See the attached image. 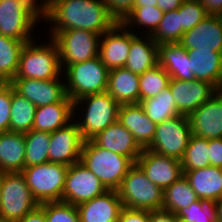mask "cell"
<instances>
[{
    "instance_id": "1",
    "label": "cell",
    "mask_w": 222,
    "mask_h": 222,
    "mask_svg": "<svg viewBox=\"0 0 222 222\" xmlns=\"http://www.w3.org/2000/svg\"><path fill=\"white\" fill-rule=\"evenodd\" d=\"M49 1L47 22H52L50 24L53 26L49 29L50 38L60 31L71 29H83L102 35L117 23L110 16L103 0Z\"/></svg>"
},
{
    "instance_id": "2",
    "label": "cell",
    "mask_w": 222,
    "mask_h": 222,
    "mask_svg": "<svg viewBox=\"0 0 222 222\" xmlns=\"http://www.w3.org/2000/svg\"><path fill=\"white\" fill-rule=\"evenodd\" d=\"M80 162L102 182L107 190L116 191L129 169L135 164L129 157L104 149L93 140L83 142Z\"/></svg>"
},
{
    "instance_id": "3",
    "label": "cell",
    "mask_w": 222,
    "mask_h": 222,
    "mask_svg": "<svg viewBox=\"0 0 222 222\" xmlns=\"http://www.w3.org/2000/svg\"><path fill=\"white\" fill-rule=\"evenodd\" d=\"M49 43L36 44V40L25 43L19 60V67L13 79L52 80L62 74L59 49L52 38ZM35 42V43H34Z\"/></svg>"
},
{
    "instance_id": "4",
    "label": "cell",
    "mask_w": 222,
    "mask_h": 222,
    "mask_svg": "<svg viewBox=\"0 0 222 222\" xmlns=\"http://www.w3.org/2000/svg\"><path fill=\"white\" fill-rule=\"evenodd\" d=\"M73 104L74 116L77 114L75 111H78L75 108H79L81 104L86 106L83 107L86 112L84 111L82 120L75 121L83 141L92 140L109 125L118 121L120 104L107 91L84 96L75 100Z\"/></svg>"
},
{
    "instance_id": "5",
    "label": "cell",
    "mask_w": 222,
    "mask_h": 222,
    "mask_svg": "<svg viewBox=\"0 0 222 222\" xmlns=\"http://www.w3.org/2000/svg\"><path fill=\"white\" fill-rule=\"evenodd\" d=\"M123 207L138 210H161L164 190L151 182L135 163L117 190Z\"/></svg>"
},
{
    "instance_id": "6",
    "label": "cell",
    "mask_w": 222,
    "mask_h": 222,
    "mask_svg": "<svg viewBox=\"0 0 222 222\" xmlns=\"http://www.w3.org/2000/svg\"><path fill=\"white\" fill-rule=\"evenodd\" d=\"M63 73L67 80L66 94L73 102L87 95L107 91L109 70L99 56L68 65Z\"/></svg>"
},
{
    "instance_id": "7",
    "label": "cell",
    "mask_w": 222,
    "mask_h": 222,
    "mask_svg": "<svg viewBox=\"0 0 222 222\" xmlns=\"http://www.w3.org/2000/svg\"><path fill=\"white\" fill-rule=\"evenodd\" d=\"M68 167L48 161L39 165L24 167L21 173L39 204L59 202L62 201Z\"/></svg>"
},
{
    "instance_id": "8",
    "label": "cell",
    "mask_w": 222,
    "mask_h": 222,
    "mask_svg": "<svg viewBox=\"0 0 222 222\" xmlns=\"http://www.w3.org/2000/svg\"><path fill=\"white\" fill-rule=\"evenodd\" d=\"M38 205L21 172L5 173L1 185L0 218L16 222Z\"/></svg>"
},
{
    "instance_id": "9",
    "label": "cell",
    "mask_w": 222,
    "mask_h": 222,
    "mask_svg": "<svg viewBox=\"0 0 222 222\" xmlns=\"http://www.w3.org/2000/svg\"><path fill=\"white\" fill-rule=\"evenodd\" d=\"M101 35L83 29L58 32L52 39L59 49L62 71L68 66L99 56ZM65 64V65H64Z\"/></svg>"
},
{
    "instance_id": "10",
    "label": "cell",
    "mask_w": 222,
    "mask_h": 222,
    "mask_svg": "<svg viewBox=\"0 0 222 222\" xmlns=\"http://www.w3.org/2000/svg\"><path fill=\"white\" fill-rule=\"evenodd\" d=\"M191 135L188 117L175 116L156 124L154 138L147 149L181 160Z\"/></svg>"
},
{
    "instance_id": "11",
    "label": "cell",
    "mask_w": 222,
    "mask_h": 222,
    "mask_svg": "<svg viewBox=\"0 0 222 222\" xmlns=\"http://www.w3.org/2000/svg\"><path fill=\"white\" fill-rule=\"evenodd\" d=\"M106 191L108 190L102 182L81 162H78L67 169L62 202L77 206Z\"/></svg>"
},
{
    "instance_id": "12",
    "label": "cell",
    "mask_w": 222,
    "mask_h": 222,
    "mask_svg": "<svg viewBox=\"0 0 222 222\" xmlns=\"http://www.w3.org/2000/svg\"><path fill=\"white\" fill-rule=\"evenodd\" d=\"M191 134L200 138H222V90L188 116Z\"/></svg>"
},
{
    "instance_id": "13",
    "label": "cell",
    "mask_w": 222,
    "mask_h": 222,
    "mask_svg": "<svg viewBox=\"0 0 222 222\" xmlns=\"http://www.w3.org/2000/svg\"><path fill=\"white\" fill-rule=\"evenodd\" d=\"M136 164L146 177L163 190L184 175L181 160L142 149Z\"/></svg>"
},
{
    "instance_id": "14",
    "label": "cell",
    "mask_w": 222,
    "mask_h": 222,
    "mask_svg": "<svg viewBox=\"0 0 222 222\" xmlns=\"http://www.w3.org/2000/svg\"><path fill=\"white\" fill-rule=\"evenodd\" d=\"M83 142L75 120L67 126L51 132L48 149L49 162L66 166L80 162Z\"/></svg>"
},
{
    "instance_id": "15",
    "label": "cell",
    "mask_w": 222,
    "mask_h": 222,
    "mask_svg": "<svg viewBox=\"0 0 222 222\" xmlns=\"http://www.w3.org/2000/svg\"><path fill=\"white\" fill-rule=\"evenodd\" d=\"M168 87L177 110L180 115L185 116L200 107L218 91L213 84L197 79L184 81L171 78Z\"/></svg>"
},
{
    "instance_id": "16",
    "label": "cell",
    "mask_w": 222,
    "mask_h": 222,
    "mask_svg": "<svg viewBox=\"0 0 222 222\" xmlns=\"http://www.w3.org/2000/svg\"><path fill=\"white\" fill-rule=\"evenodd\" d=\"M12 79L9 83L21 96L32 102L36 108L62 101L66 96L65 82L59 79Z\"/></svg>"
},
{
    "instance_id": "17",
    "label": "cell",
    "mask_w": 222,
    "mask_h": 222,
    "mask_svg": "<svg viewBox=\"0 0 222 222\" xmlns=\"http://www.w3.org/2000/svg\"><path fill=\"white\" fill-rule=\"evenodd\" d=\"M131 47V32L116 23L100 37L99 57L108 70L125 66Z\"/></svg>"
},
{
    "instance_id": "18",
    "label": "cell",
    "mask_w": 222,
    "mask_h": 222,
    "mask_svg": "<svg viewBox=\"0 0 222 222\" xmlns=\"http://www.w3.org/2000/svg\"><path fill=\"white\" fill-rule=\"evenodd\" d=\"M179 43L186 50L222 52V19L218 15H208L194 28L185 32Z\"/></svg>"
},
{
    "instance_id": "19",
    "label": "cell",
    "mask_w": 222,
    "mask_h": 222,
    "mask_svg": "<svg viewBox=\"0 0 222 222\" xmlns=\"http://www.w3.org/2000/svg\"><path fill=\"white\" fill-rule=\"evenodd\" d=\"M34 25L37 23L21 9L18 0H0V34L30 42Z\"/></svg>"
},
{
    "instance_id": "20",
    "label": "cell",
    "mask_w": 222,
    "mask_h": 222,
    "mask_svg": "<svg viewBox=\"0 0 222 222\" xmlns=\"http://www.w3.org/2000/svg\"><path fill=\"white\" fill-rule=\"evenodd\" d=\"M76 208L80 222H116L123 204L116 190H108Z\"/></svg>"
},
{
    "instance_id": "21",
    "label": "cell",
    "mask_w": 222,
    "mask_h": 222,
    "mask_svg": "<svg viewBox=\"0 0 222 222\" xmlns=\"http://www.w3.org/2000/svg\"><path fill=\"white\" fill-rule=\"evenodd\" d=\"M92 140L104 149L129 157L134 163L142 152L133 134L118 121L109 125Z\"/></svg>"
},
{
    "instance_id": "22",
    "label": "cell",
    "mask_w": 222,
    "mask_h": 222,
    "mask_svg": "<svg viewBox=\"0 0 222 222\" xmlns=\"http://www.w3.org/2000/svg\"><path fill=\"white\" fill-rule=\"evenodd\" d=\"M118 122L133 134L135 141L142 149L151 144L155 135L156 124L148 118L140 103L120 105Z\"/></svg>"
},
{
    "instance_id": "23",
    "label": "cell",
    "mask_w": 222,
    "mask_h": 222,
    "mask_svg": "<svg viewBox=\"0 0 222 222\" xmlns=\"http://www.w3.org/2000/svg\"><path fill=\"white\" fill-rule=\"evenodd\" d=\"M74 118L73 101L66 96L62 101L35 109L33 130L54 132L72 122Z\"/></svg>"
},
{
    "instance_id": "24",
    "label": "cell",
    "mask_w": 222,
    "mask_h": 222,
    "mask_svg": "<svg viewBox=\"0 0 222 222\" xmlns=\"http://www.w3.org/2000/svg\"><path fill=\"white\" fill-rule=\"evenodd\" d=\"M190 71L195 79L207 81L222 89V53L211 50L188 49Z\"/></svg>"
},
{
    "instance_id": "25",
    "label": "cell",
    "mask_w": 222,
    "mask_h": 222,
    "mask_svg": "<svg viewBox=\"0 0 222 222\" xmlns=\"http://www.w3.org/2000/svg\"><path fill=\"white\" fill-rule=\"evenodd\" d=\"M134 32L131 31V47L124 67L141 75L158 64V45L150 35L141 38Z\"/></svg>"
},
{
    "instance_id": "26",
    "label": "cell",
    "mask_w": 222,
    "mask_h": 222,
    "mask_svg": "<svg viewBox=\"0 0 222 222\" xmlns=\"http://www.w3.org/2000/svg\"><path fill=\"white\" fill-rule=\"evenodd\" d=\"M139 75L125 67L109 70L107 92L120 104L140 102Z\"/></svg>"
},
{
    "instance_id": "27",
    "label": "cell",
    "mask_w": 222,
    "mask_h": 222,
    "mask_svg": "<svg viewBox=\"0 0 222 222\" xmlns=\"http://www.w3.org/2000/svg\"><path fill=\"white\" fill-rule=\"evenodd\" d=\"M184 175L200 200L218 201L222 198V168L208 166L185 171Z\"/></svg>"
},
{
    "instance_id": "28",
    "label": "cell",
    "mask_w": 222,
    "mask_h": 222,
    "mask_svg": "<svg viewBox=\"0 0 222 222\" xmlns=\"http://www.w3.org/2000/svg\"><path fill=\"white\" fill-rule=\"evenodd\" d=\"M25 134L0 132V170L5 173L22 172L25 167Z\"/></svg>"
},
{
    "instance_id": "29",
    "label": "cell",
    "mask_w": 222,
    "mask_h": 222,
    "mask_svg": "<svg viewBox=\"0 0 222 222\" xmlns=\"http://www.w3.org/2000/svg\"><path fill=\"white\" fill-rule=\"evenodd\" d=\"M158 64L172 79L191 81L195 79L190 71V58L180 43L158 45Z\"/></svg>"
},
{
    "instance_id": "30",
    "label": "cell",
    "mask_w": 222,
    "mask_h": 222,
    "mask_svg": "<svg viewBox=\"0 0 222 222\" xmlns=\"http://www.w3.org/2000/svg\"><path fill=\"white\" fill-rule=\"evenodd\" d=\"M199 198L185 175L164 189L162 209L176 214Z\"/></svg>"
},
{
    "instance_id": "31",
    "label": "cell",
    "mask_w": 222,
    "mask_h": 222,
    "mask_svg": "<svg viewBox=\"0 0 222 222\" xmlns=\"http://www.w3.org/2000/svg\"><path fill=\"white\" fill-rule=\"evenodd\" d=\"M25 43L0 34V82H10L16 76Z\"/></svg>"
},
{
    "instance_id": "32",
    "label": "cell",
    "mask_w": 222,
    "mask_h": 222,
    "mask_svg": "<svg viewBox=\"0 0 222 222\" xmlns=\"http://www.w3.org/2000/svg\"><path fill=\"white\" fill-rule=\"evenodd\" d=\"M139 103L148 118L155 124L180 115L169 87L163 89L154 97H150Z\"/></svg>"
},
{
    "instance_id": "33",
    "label": "cell",
    "mask_w": 222,
    "mask_h": 222,
    "mask_svg": "<svg viewBox=\"0 0 222 222\" xmlns=\"http://www.w3.org/2000/svg\"><path fill=\"white\" fill-rule=\"evenodd\" d=\"M36 106L16 92L12 86L10 131L26 133L32 130Z\"/></svg>"
},
{
    "instance_id": "34",
    "label": "cell",
    "mask_w": 222,
    "mask_h": 222,
    "mask_svg": "<svg viewBox=\"0 0 222 222\" xmlns=\"http://www.w3.org/2000/svg\"><path fill=\"white\" fill-rule=\"evenodd\" d=\"M25 134V167L39 165L49 161L48 149L50 133L30 130Z\"/></svg>"
},
{
    "instance_id": "35",
    "label": "cell",
    "mask_w": 222,
    "mask_h": 222,
    "mask_svg": "<svg viewBox=\"0 0 222 222\" xmlns=\"http://www.w3.org/2000/svg\"><path fill=\"white\" fill-rule=\"evenodd\" d=\"M181 164L183 173L210 166L209 140L191 135Z\"/></svg>"
},
{
    "instance_id": "36",
    "label": "cell",
    "mask_w": 222,
    "mask_h": 222,
    "mask_svg": "<svg viewBox=\"0 0 222 222\" xmlns=\"http://www.w3.org/2000/svg\"><path fill=\"white\" fill-rule=\"evenodd\" d=\"M183 35L181 20L177 10L164 12L157 29L151 35L157 45L179 43Z\"/></svg>"
},
{
    "instance_id": "37",
    "label": "cell",
    "mask_w": 222,
    "mask_h": 222,
    "mask_svg": "<svg viewBox=\"0 0 222 222\" xmlns=\"http://www.w3.org/2000/svg\"><path fill=\"white\" fill-rule=\"evenodd\" d=\"M163 11L159 7H134L131 13L125 18L122 24L128 29L146 27L145 35H152L157 29L163 17ZM135 25V26H134ZM139 25V26H138ZM132 26V28H131Z\"/></svg>"
},
{
    "instance_id": "38",
    "label": "cell",
    "mask_w": 222,
    "mask_h": 222,
    "mask_svg": "<svg viewBox=\"0 0 222 222\" xmlns=\"http://www.w3.org/2000/svg\"><path fill=\"white\" fill-rule=\"evenodd\" d=\"M140 101L154 97L169 86L171 76L159 64L139 75Z\"/></svg>"
},
{
    "instance_id": "39",
    "label": "cell",
    "mask_w": 222,
    "mask_h": 222,
    "mask_svg": "<svg viewBox=\"0 0 222 222\" xmlns=\"http://www.w3.org/2000/svg\"><path fill=\"white\" fill-rule=\"evenodd\" d=\"M176 215L188 222H217L216 201L198 199L189 207L179 210Z\"/></svg>"
},
{
    "instance_id": "40",
    "label": "cell",
    "mask_w": 222,
    "mask_h": 222,
    "mask_svg": "<svg viewBox=\"0 0 222 222\" xmlns=\"http://www.w3.org/2000/svg\"><path fill=\"white\" fill-rule=\"evenodd\" d=\"M45 211L46 222H80L75 205L59 202L39 204Z\"/></svg>"
},
{
    "instance_id": "41",
    "label": "cell",
    "mask_w": 222,
    "mask_h": 222,
    "mask_svg": "<svg viewBox=\"0 0 222 222\" xmlns=\"http://www.w3.org/2000/svg\"><path fill=\"white\" fill-rule=\"evenodd\" d=\"M178 13L181 20V27L183 28V34L194 28L208 16L205 7L199 0L184 1L178 8Z\"/></svg>"
},
{
    "instance_id": "42",
    "label": "cell",
    "mask_w": 222,
    "mask_h": 222,
    "mask_svg": "<svg viewBox=\"0 0 222 222\" xmlns=\"http://www.w3.org/2000/svg\"><path fill=\"white\" fill-rule=\"evenodd\" d=\"M12 85L0 82V132L10 131Z\"/></svg>"
},
{
    "instance_id": "43",
    "label": "cell",
    "mask_w": 222,
    "mask_h": 222,
    "mask_svg": "<svg viewBox=\"0 0 222 222\" xmlns=\"http://www.w3.org/2000/svg\"><path fill=\"white\" fill-rule=\"evenodd\" d=\"M18 1L21 9L26 14H28L36 23L43 18L44 21H47L49 17V6H50L49 0L40 1L39 4L37 0H18Z\"/></svg>"
},
{
    "instance_id": "44",
    "label": "cell",
    "mask_w": 222,
    "mask_h": 222,
    "mask_svg": "<svg viewBox=\"0 0 222 222\" xmlns=\"http://www.w3.org/2000/svg\"><path fill=\"white\" fill-rule=\"evenodd\" d=\"M135 0H103L110 16L117 22L122 23L134 8Z\"/></svg>"
},
{
    "instance_id": "45",
    "label": "cell",
    "mask_w": 222,
    "mask_h": 222,
    "mask_svg": "<svg viewBox=\"0 0 222 222\" xmlns=\"http://www.w3.org/2000/svg\"><path fill=\"white\" fill-rule=\"evenodd\" d=\"M150 211L129 209L123 207L120 211L118 222H149Z\"/></svg>"
},
{
    "instance_id": "46",
    "label": "cell",
    "mask_w": 222,
    "mask_h": 222,
    "mask_svg": "<svg viewBox=\"0 0 222 222\" xmlns=\"http://www.w3.org/2000/svg\"><path fill=\"white\" fill-rule=\"evenodd\" d=\"M210 166L222 168V138L209 140Z\"/></svg>"
},
{
    "instance_id": "47",
    "label": "cell",
    "mask_w": 222,
    "mask_h": 222,
    "mask_svg": "<svg viewBox=\"0 0 222 222\" xmlns=\"http://www.w3.org/2000/svg\"><path fill=\"white\" fill-rule=\"evenodd\" d=\"M16 222H46L45 211L40 205H38L35 209Z\"/></svg>"
},
{
    "instance_id": "48",
    "label": "cell",
    "mask_w": 222,
    "mask_h": 222,
    "mask_svg": "<svg viewBox=\"0 0 222 222\" xmlns=\"http://www.w3.org/2000/svg\"><path fill=\"white\" fill-rule=\"evenodd\" d=\"M149 222H174V214L163 209L150 211Z\"/></svg>"
},
{
    "instance_id": "49",
    "label": "cell",
    "mask_w": 222,
    "mask_h": 222,
    "mask_svg": "<svg viewBox=\"0 0 222 222\" xmlns=\"http://www.w3.org/2000/svg\"><path fill=\"white\" fill-rule=\"evenodd\" d=\"M205 7L208 15H220L222 11V0H199Z\"/></svg>"
},
{
    "instance_id": "50",
    "label": "cell",
    "mask_w": 222,
    "mask_h": 222,
    "mask_svg": "<svg viewBox=\"0 0 222 222\" xmlns=\"http://www.w3.org/2000/svg\"><path fill=\"white\" fill-rule=\"evenodd\" d=\"M185 0H158L157 7L163 12H169L171 10H177Z\"/></svg>"
},
{
    "instance_id": "51",
    "label": "cell",
    "mask_w": 222,
    "mask_h": 222,
    "mask_svg": "<svg viewBox=\"0 0 222 222\" xmlns=\"http://www.w3.org/2000/svg\"><path fill=\"white\" fill-rule=\"evenodd\" d=\"M158 4V0H135L134 7H145L151 6L156 7Z\"/></svg>"
},
{
    "instance_id": "52",
    "label": "cell",
    "mask_w": 222,
    "mask_h": 222,
    "mask_svg": "<svg viewBox=\"0 0 222 222\" xmlns=\"http://www.w3.org/2000/svg\"><path fill=\"white\" fill-rule=\"evenodd\" d=\"M217 222H222V198L216 201Z\"/></svg>"
},
{
    "instance_id": "53",
    "label": "cell",
    "mask_w": 222,
    "mask_h": 222,
    "mask_svg": "<svg viewBox=\"0 0 222 222\" xmlns=\"http://www.w3.org/2000/svg\"><path fill=\"white\" fill-rule=\"evenodd\" d=\"M174 222H188L185 218L179 217L174 214Z\"/></svg>"
},
{
    "instance_id": "54",
    "label": "cell",
    "mask_w": 222,
    "mask_h": 222,
    "mask_svg": "<svg viewBox=\"0 0 222 222\" xmlns=\"http://www.w3.org/2000/svg\"><path fill=\"white\" fill-rule=\"evenodd\" d=\"M4 175H5V172L0 170V196H1V185H2Z\"/></svg>"
},
{
    "instance_id": "55",
    "label": "cell",
    "mask_w": 222,
    "mask_h": 222,
    "mask_svg": "<svg viewBox=\"0 0 222 222\" xmlns=\"http://www.w3.org/2000/svg\"><path fill=\"white\" fill-rule=\"evenodd\" d=\"M0 222H8V221H5L4 219L0 218Z\"/></svg>"
}]
</instances>
